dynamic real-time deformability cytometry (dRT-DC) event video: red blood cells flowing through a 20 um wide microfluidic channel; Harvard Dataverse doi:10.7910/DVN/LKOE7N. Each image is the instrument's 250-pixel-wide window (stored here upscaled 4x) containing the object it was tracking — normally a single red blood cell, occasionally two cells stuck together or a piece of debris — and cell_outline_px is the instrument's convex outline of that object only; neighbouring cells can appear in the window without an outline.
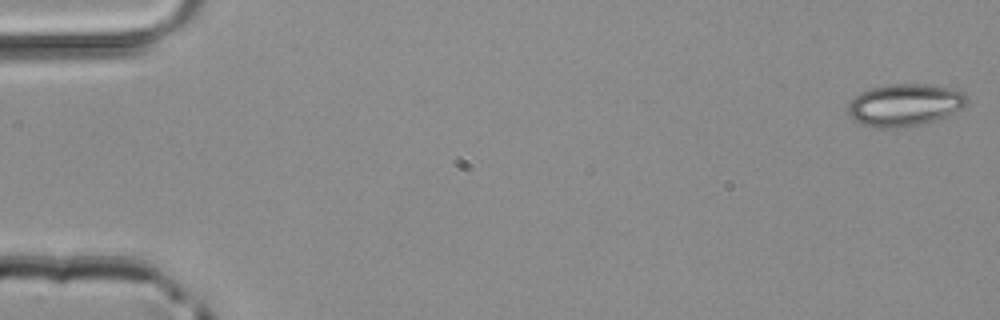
{"species": "common noctule bat (a hibernating species)", "species_latin": "Nyctalus noctula", "temperature_condition": "room temperature", "stored_images_in_passage": 47, "camera_frame_rate_fps": 3000, "um_per_image_px": 0.085, "animal": {"sex": "male", "body_mass_g": 20.4}, "frame": {"image": 1, "passage_image": 1, "time_ms": 0.0, "image_size_px": [1000, 320], "cell_outline_px": [[968, 104], [948, 116], [920, 124], [904, 128], [876, 128], [860, 124], [852, 120], [848, 116], [848, 104], [860, 92], [872, 88], [888, 84], [928, 84], [948, 88], [960, 92], [968, 100]], "centroid_in_image_um": [76.85, 8.94], "position_along_channel_um": 8.1, "area_um2": 29.36}}
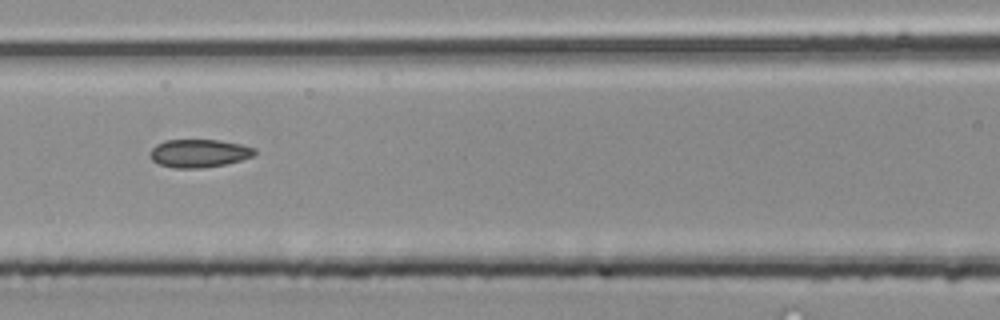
{"frame": {"image": 2, "passage_image": 21, "time_ms": 6.667, "image_size_px": [1000, 320], "cell_outline_px": [[256, 152], [252, 156], [240, 160], [224, 164], [204, 168], [172, 168], [160, 164], [152, 160], [148, 152], [156, 144], [164, 140], [220, 140], [240, 144], [256, 148]], "centroid_in_image_um": [16.88, 13.02], "position_along_channel_um": 149.7, "area_um2": 17.17}}
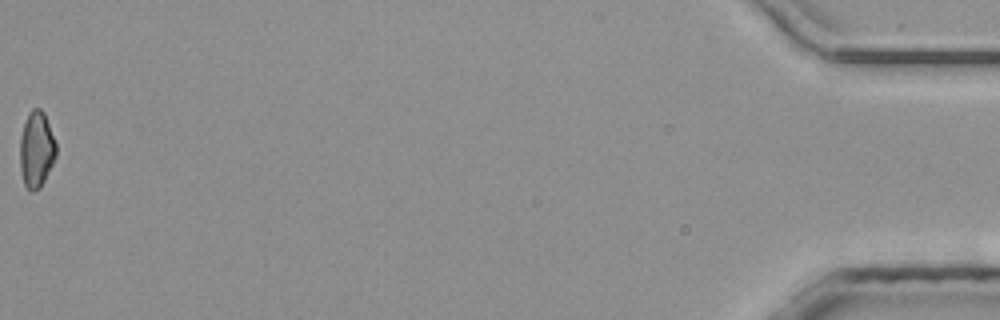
{"frame": {"image": 3, "passage_image": 47, "time_ms": 15.333, "image_size_px": [1000, 320], "cell_outline_px": [[56, 156], [40, 188], [32, 192], [24, 184], [20, 172], [20, 136], [28, 112], [32, 108], [40, 108], [44, 112], [56, 144]], "centroid_in_image_um": [3.08, 12.7], "position_along_channel_um": 432.1, "area_um2": 16.01}}